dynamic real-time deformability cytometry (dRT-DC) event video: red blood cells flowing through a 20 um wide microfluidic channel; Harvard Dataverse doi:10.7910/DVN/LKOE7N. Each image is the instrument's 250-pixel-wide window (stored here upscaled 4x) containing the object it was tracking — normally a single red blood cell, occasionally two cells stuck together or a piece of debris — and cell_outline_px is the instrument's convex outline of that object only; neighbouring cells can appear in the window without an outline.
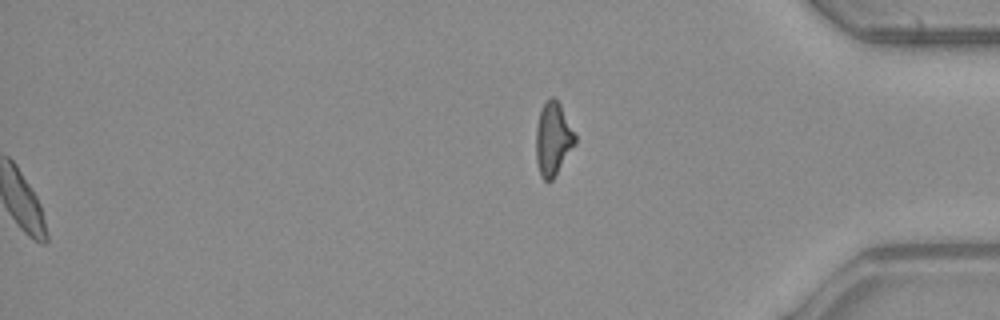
{"species": "common noctule bat (a hibernating species)", "species_latin": "Nyctalus noctula", "temperature_condition": "warm", "stored_images_in_passage": 53, "segment_of_instrument_passage": [2, 2], "camera_frame_rate_fps": 3000, "um_per_image_px": 0.085, "animal": {"sex": "male", "body_mass_g": 23.1, "forearm_length_mm": 52.7}, "frame": {"image": 1, "passage_image": 53, "time_ms": 17.333, "image_size_px": [1000, 320], "cell_outline_px": [[576, 144], [552, 180], [544, 180], [540, 176], [536, 160], [536, 128], [540, 112], [544, 104], [552, 96], [560, 104], [576, 136]], "centroid_in_image_um": [47.01, 11.84], "position_along_channel_um": 388.2, "area_um2": 16.47}}